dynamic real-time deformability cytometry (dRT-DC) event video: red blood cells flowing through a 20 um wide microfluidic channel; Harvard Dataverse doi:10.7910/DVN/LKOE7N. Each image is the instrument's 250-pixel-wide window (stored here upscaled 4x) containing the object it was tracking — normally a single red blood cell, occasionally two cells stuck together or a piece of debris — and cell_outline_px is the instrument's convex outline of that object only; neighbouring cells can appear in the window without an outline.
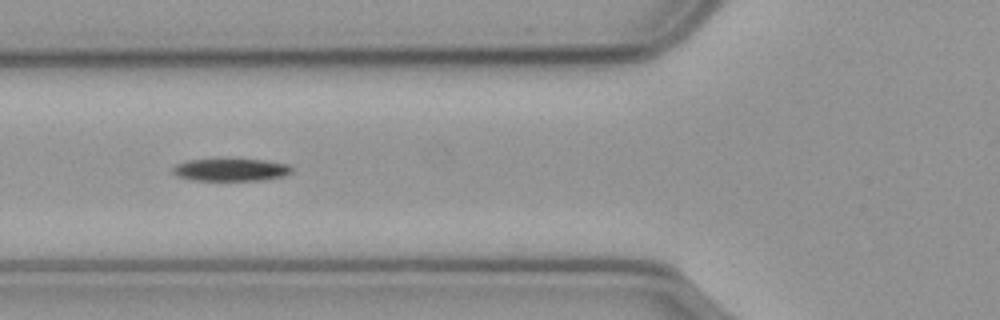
{"species": "common noctule bat (a hibernating species)", "species_latin": "Nyctalus noctula", "temperature_condition": "cold", "stored_images_in_passage": 43, "camera_frame_rate_fps": 3000, "um_per_image_px": 0.085, "animal": {"sex": "male", "body_mass_g": 23.1, "forearm_length_mm": 52.7}, "frame": {"image": 1, "passage_image": 7, "time_ms": 2.0, "image_size_px": [1000, 320], "cell_outline_px": [[292, 172], [284, 176], [264, 180], [192, 180], [176, 176], [172, 172], [172, 168], [176, 164], [188, 160], [264, 160], [288, 164], [292, 168]], "centroid_in_image_um": [19.62, 14.44], "position_along_channel_um": 106.2, "area_um2": 15.43}}
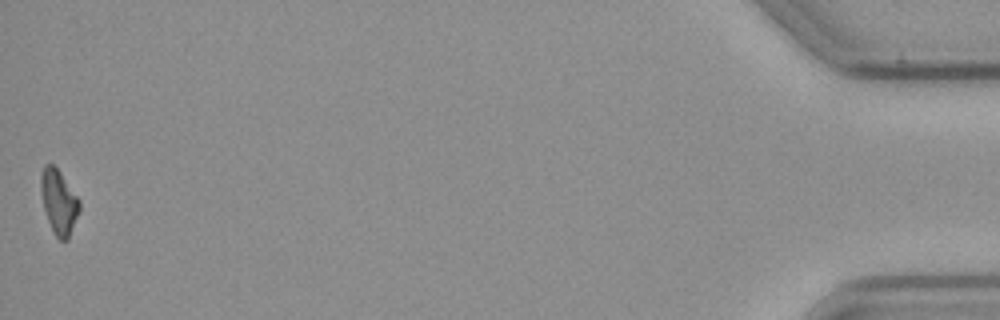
{"frame": {"image": 2, "passage_image": 43, "time_ms": 14.0, "image_size_px": [1000, 320], "cell_outline_px": [[80, 212], [68, 240], [60, 240], [56, 236], [48, 220], [44, 208], [40, 188], [40, 176], [44, 164], [52, 164], [60, 172], [80, 200]], "centroid_in_image_um": [5.01, 17.16], "position_along_channel_um": 430.2, "area_um2": 14.45}, "authors_computed_cell_mechanics": {"area_um2": 15.7794, "velocity_mm_per_s": 3.5616, "shape_relaxation_time_tau1_ms": 3.3311, "shape_relaxation_time_tau2_ms": null, "deformation_change_tau1": 0.114, "deformation_change_tau2": null}}